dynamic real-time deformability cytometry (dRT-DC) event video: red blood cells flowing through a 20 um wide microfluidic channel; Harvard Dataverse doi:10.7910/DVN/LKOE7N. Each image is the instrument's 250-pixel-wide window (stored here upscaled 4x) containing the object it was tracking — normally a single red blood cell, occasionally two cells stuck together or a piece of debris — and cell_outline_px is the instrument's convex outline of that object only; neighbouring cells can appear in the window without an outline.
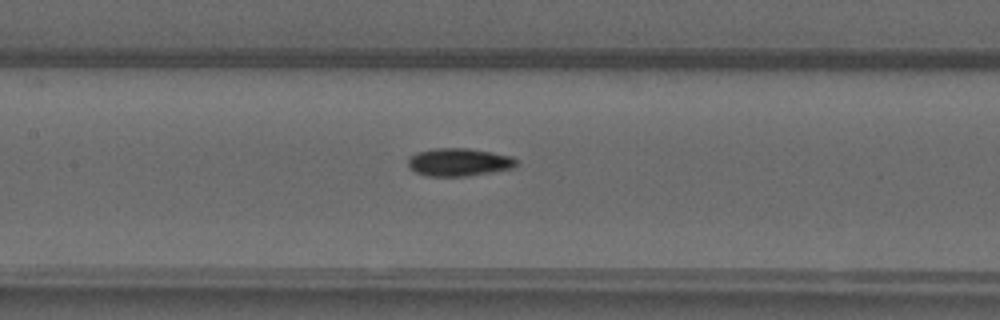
{"species": "common noctule bat (a hibernating species)", "species_latin": "Nyctalus noctula", "temperature_condition": "warm", "stored_images_in_passage": 23, "camera_frame_rate_fps": 3000, "um_per_image_px": 0.085, "animal": {"sex": "male", "forearm_length_mm": 52.5}, "frame": {"image": 1, "passage_image": 22, "time_ms": 7.0, "image_size_px": [1000, 320], "cell_outline_px": [[516, 168], [464, 176], [428, 176], [416, 172], [408, 164], [408, 156], [416, 152], [432, 148], [468, 148], [492, 152], [512, 156], [516, 160]], "centroid_in_image_um": [39.0, 13.77], "position_along_channel_um": 168.4, "area_um2": 17.63}}